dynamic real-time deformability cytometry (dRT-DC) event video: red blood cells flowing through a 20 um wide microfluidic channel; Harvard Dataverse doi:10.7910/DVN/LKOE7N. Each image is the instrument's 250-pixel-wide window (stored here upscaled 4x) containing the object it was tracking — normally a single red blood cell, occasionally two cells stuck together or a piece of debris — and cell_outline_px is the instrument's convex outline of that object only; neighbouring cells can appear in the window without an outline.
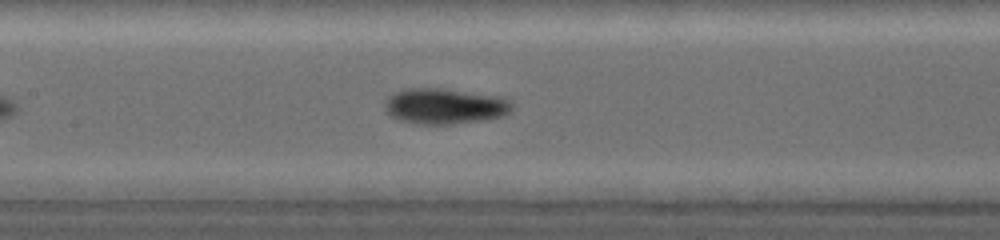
{"species": "common noctule bat (a hibernating species)", "species_latin": "Nyctalus noctula", "temperature_condition": "warm", "stored_images_in_passage": 25, "camera_frame_rate_fps": 5000, "um_per_image_px": 0.085, "animal": {"sex": "female", "body_mass_g": 19.0, "forearm_length_mm": 53.3}, "frame": {"image": 1, "passage_image": 8, "time_ms": 2.8, "image_size_px": [1000, 240], "cell_outline_px": [[512, 108], [504, 116], [484, 120], [452, 124], [416, 124], [400, 120], [388, 116], [384, 108], [384, 104], [388, 96], [392, 92], [408, 88], [444, 88], [500, 96], [508, 100], [512, 104]], "centroid_in_image_um": [37.75, 9.02], "position_along_channel_um": 169.6, "area_um2": 26.82}}